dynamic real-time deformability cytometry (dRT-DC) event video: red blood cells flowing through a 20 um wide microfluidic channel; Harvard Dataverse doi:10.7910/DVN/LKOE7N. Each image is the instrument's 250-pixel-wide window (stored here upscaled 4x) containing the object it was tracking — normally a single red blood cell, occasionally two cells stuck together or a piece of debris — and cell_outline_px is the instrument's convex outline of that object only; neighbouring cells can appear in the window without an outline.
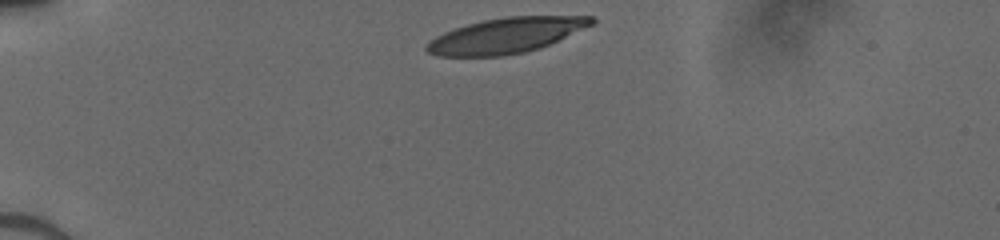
{"species": "human", "species_latin": "Homo sapiens", "temperature_condition": "cold", "stored_images_in_passage": 31, "camera_frame_rate_fps": 3000, "um_per_image_px": 0.085, "donor": {"sex": "male"}, "frame": {"image": 1, "passage_image": 1, "time_ms": 0.0, "image_size_px": [1000, 240], "cell_outline_px": [[596, 20], [592, 24], [540, 48], [524, 52], [500, 56], [436, 56], [428, 52], [424, 48], [436, 36], [444, 32], [468, 24], [484, 20], [504, 16], [592, 16]], "centroid_in_image_um": [42.99, 3.01], "position_along_channel_um": 42.0, "area_um2": 33.47}}
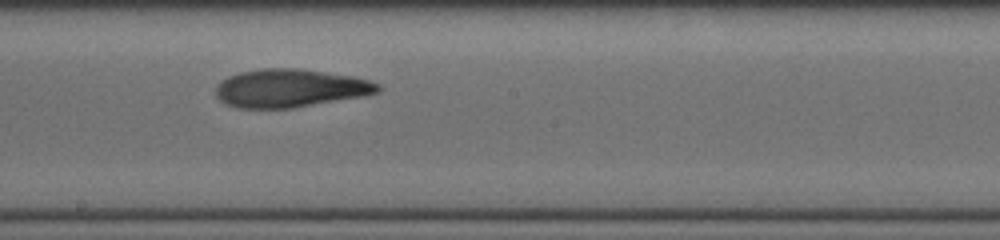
{"frame": {"image": 2, "passage_image": 18, "time_ms": 5.667, "image_size_px": [1000, 240], "cell_outline_px": [[380, 92], [364, 96], [292, 108], [236, 108], [224, 104], [216, 96], [216, 88], [220, 80], [228, 76], [240, 72], [260, 68], [296, 68], [352, 76], [372, 80], [380, 84]], "centroid_in_image_um": [24.65, 7.5], "position_along_channel_um": 223.5, "area_um2": 36.3}}
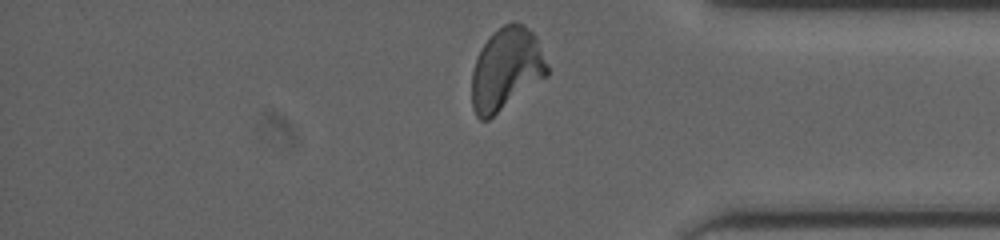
{"frame": {"image": 3, "passage_image": 31, "time_ms": 10.0, "image_size_px": [1000, 240], "cell_outline_px": [[548, 76], [488, 120], [480, 120], [476, 116], [472, 108], [472, 72], [476, 60], [484, 44], [492, 32], [504, 24], [512, 20], [516, 20], [524, 24], [536, 36], [548, 64]], "centroid_in_image_um": [43.05, 5.86], "position_along_channel_um": 392.2, "area_um2": 36.47}}